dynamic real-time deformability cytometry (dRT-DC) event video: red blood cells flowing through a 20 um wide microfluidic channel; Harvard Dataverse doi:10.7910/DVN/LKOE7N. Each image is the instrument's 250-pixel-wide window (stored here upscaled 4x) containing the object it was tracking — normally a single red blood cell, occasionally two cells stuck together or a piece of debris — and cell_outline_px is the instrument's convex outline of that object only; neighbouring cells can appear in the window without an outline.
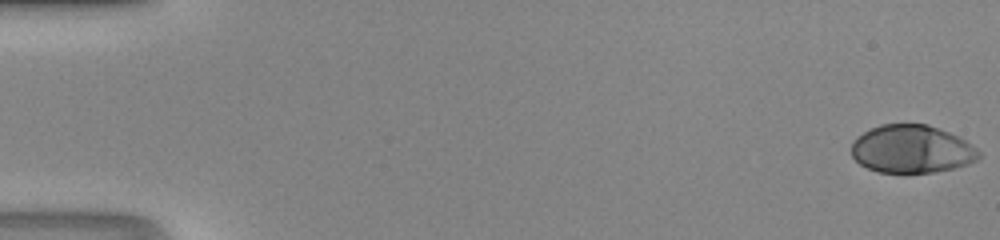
{"species": "human", "species_latin": "Homo sapiens", "temperature_condition": "room temperature", "stored_images_in_passage": 48, "camera_frame_rate_fps": 3000, "um_per_image_px": 0.085, "donor": {"sex": "male"}, "frame": {"image": 1, "passage_image": 1, "time_ms": 0.0, "image_size_px": [1000, 240], "cell_outline_px": [[980, 156], [976, 160], [968, 164], [952, 168], [932, 172], [880, 172], [868, 168], [860, 164], [852, 156], [852, 144], [856, 136], [880, 124], [928, 124], [948, 132], [972, 144], [980, 152]], "centroid_in_image_um": [77.48, 12.66], "position_along_channel_um": 7.5, "area_um2": 35.32}}
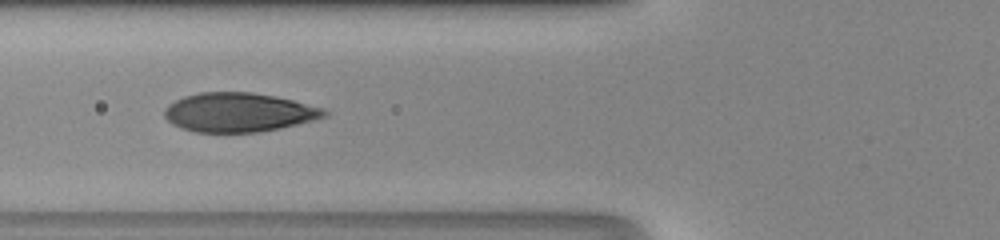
{"frame": {"image": 2, "passage_image": 20, "time_ms": 6.333, "image_size_px": [1000, 240], "cell_outline_px": [[328, 116], [280, 128], [256, 132], [192, 132], [180, 128], [172, 124], [164, 116], [164, 108], [168, 104], [184, 96], [200, 92], [252, 92], [276, 96], [324, 108], [328, 112]], "centroid_in_image_um": [20.26, 9.55], "position_along_channel_um": 105.5, "area_um2": 36.47}}
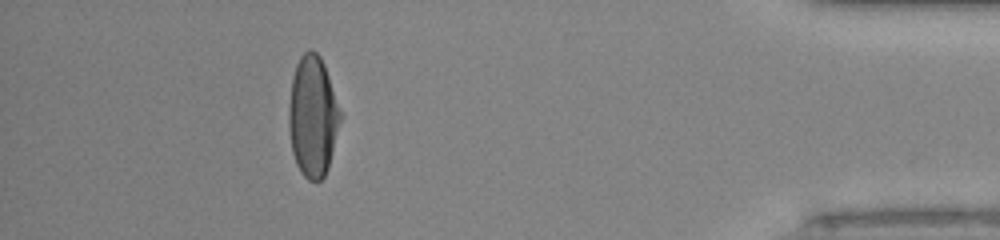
{"frame": {"image": 3, "passage_image": 44, "time_ms": 14.333, "image_size_px": [1000, 240], "cell_outline_px": [[344, 116], [328, 168], [324, 176], [320, 180], [308, 180], [300, 172], [296, 164], [292, 152], [288, 128], [288, 108], [292, 76], [296, 64], [300, 56], [308, 48], [312, 48], [320, 56], [324, 64]], "centroid_in_image_um": [26.6, 9.88], "position_along_channel_um": 408.6, "area_um2": 37.22}}